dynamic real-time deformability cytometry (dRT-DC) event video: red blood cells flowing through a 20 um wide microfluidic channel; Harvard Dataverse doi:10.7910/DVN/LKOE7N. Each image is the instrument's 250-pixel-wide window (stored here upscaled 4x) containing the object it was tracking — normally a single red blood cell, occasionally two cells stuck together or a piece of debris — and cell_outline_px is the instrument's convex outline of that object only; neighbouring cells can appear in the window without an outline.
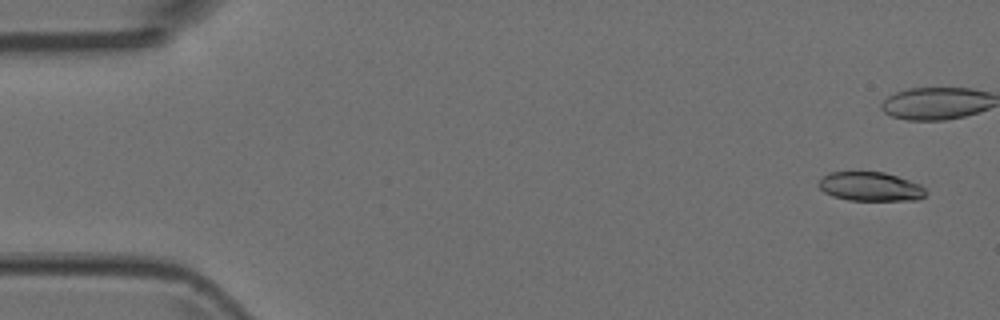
{"species": "Egyptian fruit bat (a non-hibernating species)", "species_latin": "Rousettus aegyptiacus", "temperature_condition": "room temperature", "stored_images_in_passage": 9, "camera_frame_rate_fps": 3000, "um_per_image_px": 0.085, "animal": {"sex": "female"}, "frame": {"image": 1, "passage_image": 1, "time_ms": 0.0, "image_size_px": [1000, 320], "cell_outline_px": [[924, 196], [920, 200], [848, 200], [832, 196], [824, 192], [816, 184], [828, 172], [884, 172], [920, 184], [924, 188]], "centroid_in_image_um": [73.95, 15.86], "position_along_channel_um": 11.1, "area_um2": 18.03}}
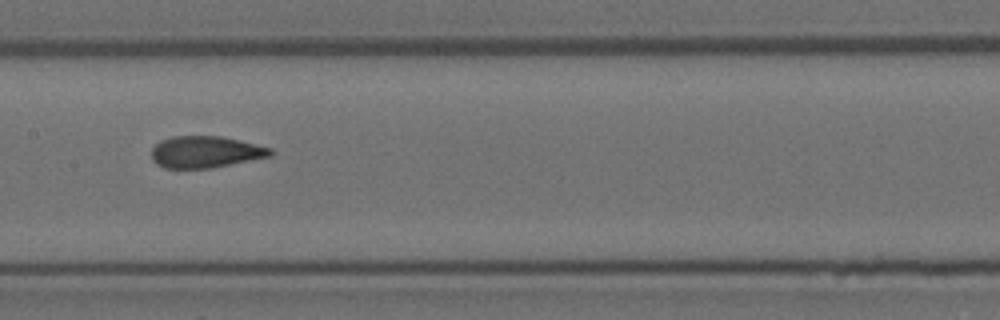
{"frame": {"image": 2, "passage_image": 8, "time_ms": 2.333, "image_size_px": [1000, 320], "cell_outline_px": [[272, 156], [212, 168], [164, 168], [156, 164], [152, 160], [152, 148], [160, 140], [172, 136], [220, 136], [240, 140], [272, 148]], "centroid_in_image_um": [17.46, 12.91], "position_along_channel_um": 189.9, "area_um2": 22.08}}
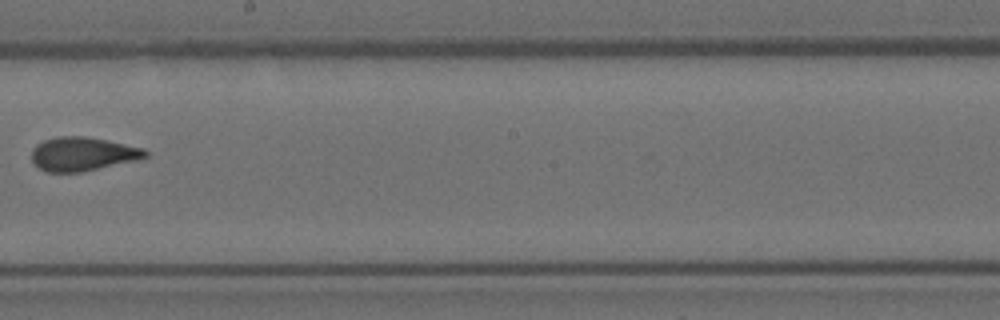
{"frame": {"image": 3, "passage_image": 9, "time_ms": 2.667, "image_size_px": [1000, 320], "cell_outline_px": [[148, 156], [136, 160], [80, 172], [44, 172], [32, 160], [32, 148], [36, 144], [44, 140], [56, 136], [84, 136], [108, 140], [144, 148], [148, 152]], "centroid_in_image_um": [7.01, 13.07], "position_along_channel_um": 241.2, "area_um2": 22.37}}